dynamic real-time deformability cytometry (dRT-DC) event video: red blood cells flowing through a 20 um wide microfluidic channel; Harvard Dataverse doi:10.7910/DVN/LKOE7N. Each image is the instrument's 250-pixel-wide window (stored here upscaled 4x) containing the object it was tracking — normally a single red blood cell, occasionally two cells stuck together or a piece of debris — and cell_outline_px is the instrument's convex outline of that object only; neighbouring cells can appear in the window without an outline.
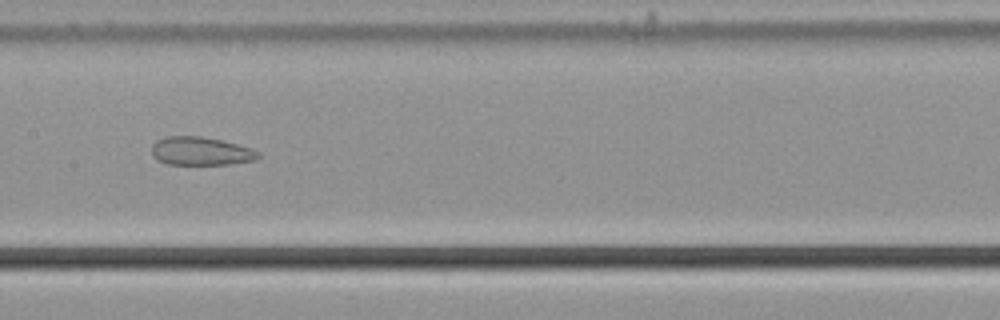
{"species": "common noctule bat (a hibernating species)", "species_latin": "Nyctalus noctula", "temperature_condition": "cold", "stored_images_in_passage": 55, "camera_frame_rate_fps": 3000, "um_per_image_px": 0.085, "animal": {"sex": "male", "body_mass_g": 21.5, "forearm_length_mm": 52.0}, "frame": {"image": 1, "passage_image": 28, "time_ms": 9.0, "image_size_px": [1000, 320], "cell_outline_px": [[260, 156], [256, 160], [228, 164], [168, 164], [156, 160], [152, 156], [152, 144], [156, 140], [164, 136], [200, 136], [220, 140], [252, 148], [260, 152]], "centroid_in_image_um": [17.04, 12.84], "position_along_channel_um": 190.4, "area_um2": 17.69}}
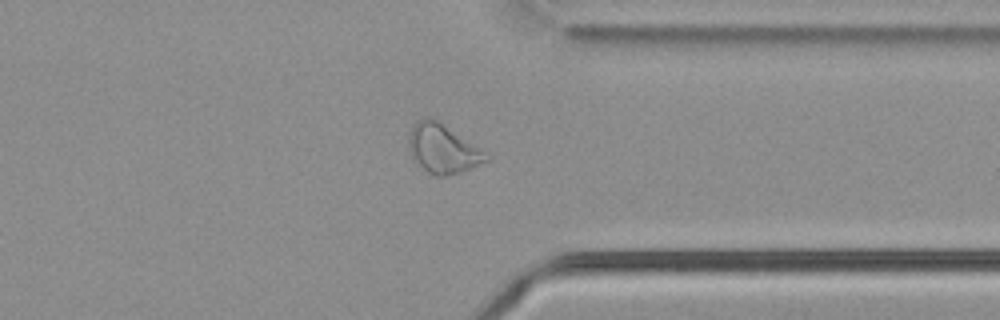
{"frame": {"image": 2, "passage_image": 43, "time_ms": 14.0, "image_size_px": [1000, 320], "cell_outline_px": [[492, 160], [464, 172], [444, 176], [436, 176], [428, 172], [416, 164], [412, 156], [408, 140], [408, 136], [416, 120], [424, 116], [428, 116], [436, 120], [492, 156]], "centroid_in_image_um": [37.66, 12.67], "position_along_channel_um": 373.7, "area_um2": 22.2}}
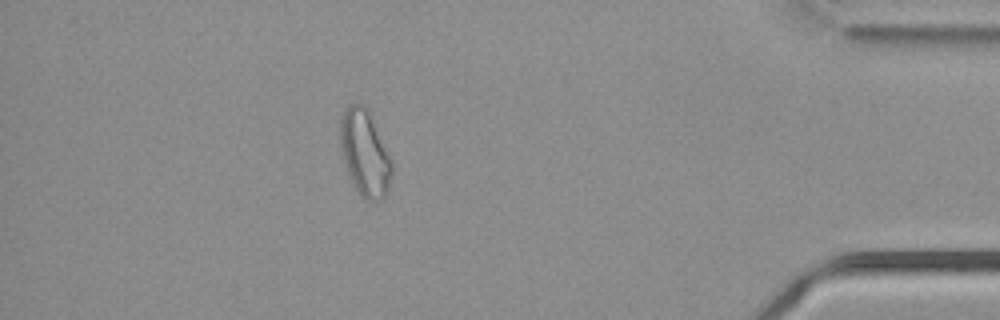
{"frame": {"image": 3, "passage_image": 49, "time_ms": 16.0, "image_size_px": [1000, 320], "cell_outline_px": [[392, 176], [388, 192], [380, 200], [364, 200], [356, 188], [348, 172], [340, 148], [340, 116], [344, 108], [348, 104], [364, 104], [368, 108], [372, 116], [392, 160]], "centroid_in_image_um": [31.02, 12.97], "position_along_channel_um": 404.2, "area_um2": 26.07}, "authors_computed_cell_mechanics": {"area_um2": 24.7962, "velocity_mm_per_s": 3.7217, "shape_relaxation_time_tau1_ms": null, "shape_relaxation_time_tau2_ms": 2.498, "deformation_change_tau1": null, "deformation_change_tau2": 0.0941}}